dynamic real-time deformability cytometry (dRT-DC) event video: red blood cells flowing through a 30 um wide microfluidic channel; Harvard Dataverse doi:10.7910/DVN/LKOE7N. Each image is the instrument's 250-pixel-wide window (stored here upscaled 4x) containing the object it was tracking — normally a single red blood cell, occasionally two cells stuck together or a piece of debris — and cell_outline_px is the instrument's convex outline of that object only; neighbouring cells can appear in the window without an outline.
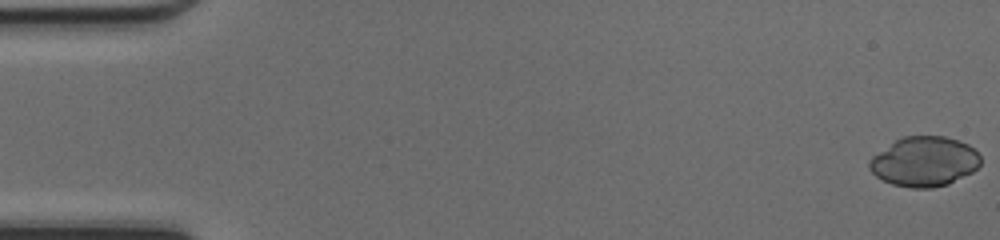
{"species": "common noctule bat (a hibernating species)", "species_latin": "Nyctalus noctula", "temperature_condition": "cold", "stored_images_in_passage": 11, "camera_frame_rate_fps": 3000, "um_per_image_px": 0.085, "animal": {"sex": "female", "body_mass_g": 17.0, "forearm_length_mm": 48.0}, "frame": {"image": 1, "passage_image": 1, "time_ms": 0.0, "image_size_px": [1000, 240], "cell_outline_px": [[980, 164], [972, 172], [948, 184], [932, 188], [912, 188], [892, 184], [876, 176], [868, 168], [868, 164], [872, 156], [896, 140], [904, 136], [944, 136], [968, 144], [980, 156]], "centroid_in_image_um": [78.55, 13.74], "position_along_channel_um": 6.4, "area_um2": 32.02}}